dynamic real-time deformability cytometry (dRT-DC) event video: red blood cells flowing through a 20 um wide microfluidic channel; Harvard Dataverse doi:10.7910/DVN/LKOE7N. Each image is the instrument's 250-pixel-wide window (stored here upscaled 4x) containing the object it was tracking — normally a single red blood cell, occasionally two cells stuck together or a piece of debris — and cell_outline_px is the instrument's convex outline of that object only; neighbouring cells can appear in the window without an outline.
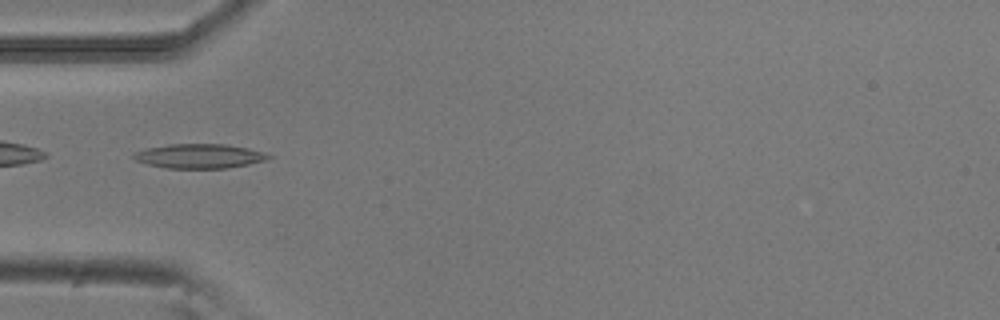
{"species": "common noctule bat (a hibernating species)", "species_latin": "Nyctalus noctula", "temperature_condition": "room temperature", "stored_images_in_passage": 5, "camera_frame_rate_fps": 3000, "um_per_image_px": 0.085, "animal": {"sex": "male", "body_mass_g": 20.5, "forearm_length_mm": 52.5}, "frame": {"image": 1, "passage_image": 5, "time_ms": 1.333, "image_size_px": [1000, 320], "cell_outline_px": [[272, 156], [268, 160], [248, 164], [224, 168], [168, 168], [148, 164], [136, 160], [132, 156], [132, 152], [144, 148], [168, 144], [228, 144], [248, 148], [264, 152]], "centroid_in_image_um": [16.93, 13.25], "position_along_channel_um": 68.1, "area_um2": 19.25}}